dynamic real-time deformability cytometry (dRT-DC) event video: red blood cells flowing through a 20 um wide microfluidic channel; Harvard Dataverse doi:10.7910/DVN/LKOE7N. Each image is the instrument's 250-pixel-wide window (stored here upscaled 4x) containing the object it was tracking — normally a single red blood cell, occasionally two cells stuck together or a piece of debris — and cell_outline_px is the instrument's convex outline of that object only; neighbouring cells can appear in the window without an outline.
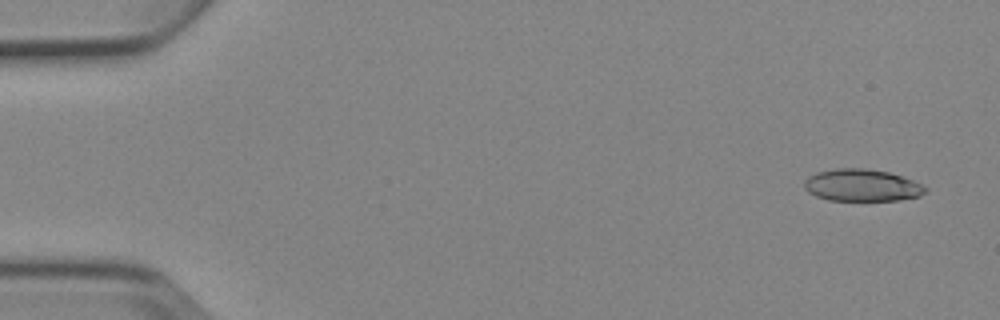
{"species": "Egyptian fruit bat (a non-hibernating species)", "species_latin": "Rousettus aegyptiacus", "temperature_condition": "cold", "stored_images_in_passage": 5, "camera_frame_rate_fps": 3000, "um_per_image_px": 0.085, "animal": {"sex": "female"}, "frame": {"image": 1, "passage_image": 1, "time_ms": 0.0, "image_size_px": [1000, 320], "cell_outline_px": [[928, 188], [920, 196], [900, 200], [828, 200], [816, 196], [808, 192], [804, 188], [804, 180], [808, 176], [816, 172], [836, 168], [864, 168], [888, 172], [912, 180]], "centroid_in_image_um": [73.22, 15.74], "position_along_channel_um": 11.8, "area_um2": 22.6}}
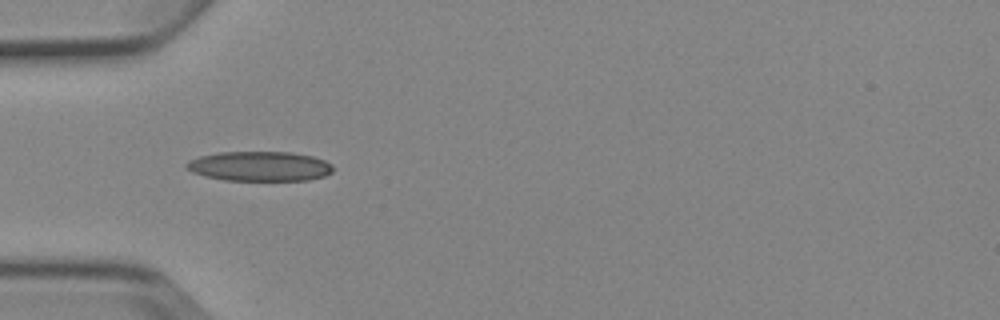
{"frame": {"image": 2, "passage_image": 5, "time_ms": 4.667, "image_size_px": [1000, 320], "cell_outline_px": [[332, 172], [324, 176], [308, 180], [224, 180], [204, 176], [192, 172], [184, 168], [184, 164], [188, 160], [200, 156], [220, 152], [292, 152], [312, 156], [324, 160], [332, 164]], "centroid_in_image_um": [22.03, 14.13], "position_along_channel_um": 63.0, "area_um2": 25.49}}